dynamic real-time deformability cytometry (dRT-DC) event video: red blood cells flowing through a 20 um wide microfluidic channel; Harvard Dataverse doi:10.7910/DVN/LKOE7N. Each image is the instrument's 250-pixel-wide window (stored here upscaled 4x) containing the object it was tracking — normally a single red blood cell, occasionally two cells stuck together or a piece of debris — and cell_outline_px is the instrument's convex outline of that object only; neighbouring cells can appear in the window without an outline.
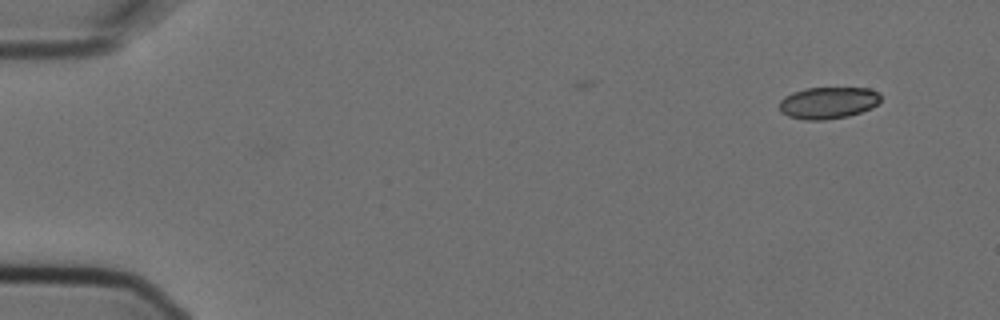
{"species": "Egyptian fruit bat (a non-hibernating species)", "species_latin": "Rousettus aegyptiacus", "temperature_condition": "cold", "stored_images_in_passage": 3, "camera_frame_rate_fps": 3000, "um_per_image_px": 0.085, "animal": {"sex": "female"}, "frame": {"image": 1, "passage_image": 1, "time_ms": 0.0, "image_size_px": [1000, 320], "cell_outline_px": [[880, 100], [872, 108], [848, 116], [824, 120], [804, 120], [788, 116], [780, 112], [780, 100], [784, 96], [792, 92], [804, 88], [868, 88], [880, 92]], "centroid_in_image_um": [70.37, 8.73], "position_along_channel_um": 14.6, "area_um2": 18.9}}